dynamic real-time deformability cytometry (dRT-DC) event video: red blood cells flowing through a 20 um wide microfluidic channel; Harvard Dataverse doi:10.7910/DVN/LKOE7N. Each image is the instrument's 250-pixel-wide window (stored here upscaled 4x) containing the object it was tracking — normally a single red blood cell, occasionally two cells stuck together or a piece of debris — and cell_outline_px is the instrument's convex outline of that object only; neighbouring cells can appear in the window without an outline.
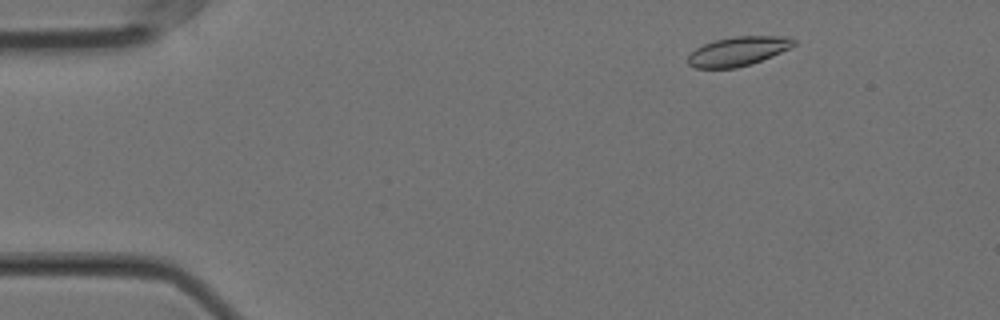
{"species": "Egyptian fruit bat (a non-hibernating species)", "species_latin": "Rousettus aegyptiacus", "temperature_condition": "cold", "stored_images_in_passage": 54, "camera_frame_rate_fps": 3000, "um_per_image_px": 0.085, "animal": {"sex": "female"}, "frame": {"image": 1, "passage_image": 4, "time_ms": 1.0, "image_size_px": [1000, 320], "cell_outline_px": [[796, 44], [792, 48], [752, 64], [736, 68], [696, 68], [688, 64], [688, 56], [696, 48], [704, 44], [716, 40], [736, 36], [784, 36], [796, 40]], "centroid_in_image_um": [62.77, 4.36], "position_along_channel_um": 22.2, "area_um2": 18.03}}
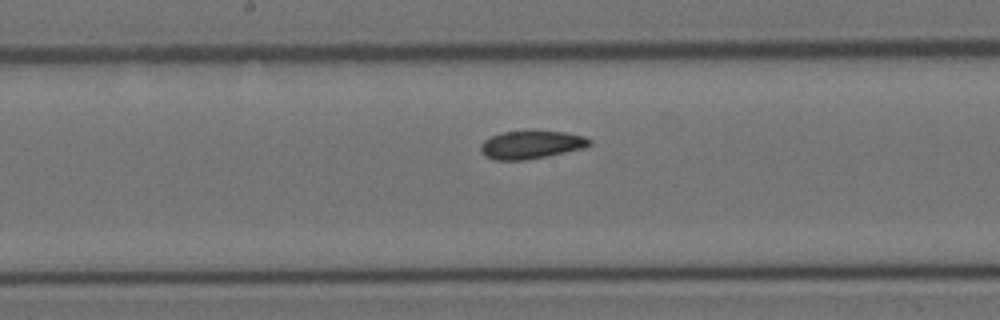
{"frame": {"image": 2, "passage_image": 26, "time_ms": 8.333, "image_size_px": [1000, 320], "cell_outline_px": [[592, 144], [584, 148], [548, 156], [528, 160], [496, 160], [484, 156], [480, 152], [480, 144], [484, 140], [500, 132], [564, 132], [584, 136], [592, 140]], "centroid_in_image_um": [45.14, 12.32], "position_along_channel_um": 203.1, "area_um2": 17.74}}
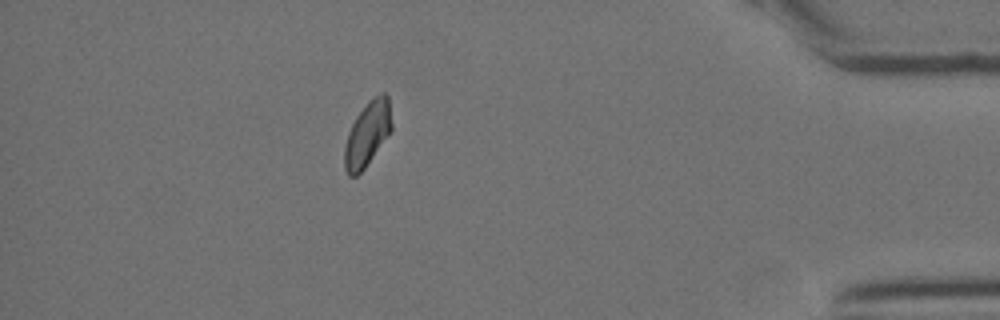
{"frame": {"image": 3, "passage_image": 47, "time_ms": 15.333, "image_size_px": [1000, 320], "cell_outline_px": [[392, 128], [364, 168], [356, 176], [348, 176], [344, 168], [344, 148], [348, 132], [356, 116], [368, 100], [372, 96], [380, 92], [384, 92], [388, 96], [392, 124]], "centroid_in_image_um": [31.21, 11.34], "position_along_channel_um": 404.0, "area_um2": 17.63}, "authors_computed_cell_mechanics": {"area_um2": 17.8891, "velocity_mm_per_s": 3.5343, "shape_relaxation_time_tau1_ms": 6.0255, "shape_relaxation_time_tau2_ms": 2.6599, "deformation_change_tau1": 0.1151, "deformation_change_tau2": 0.0618}}